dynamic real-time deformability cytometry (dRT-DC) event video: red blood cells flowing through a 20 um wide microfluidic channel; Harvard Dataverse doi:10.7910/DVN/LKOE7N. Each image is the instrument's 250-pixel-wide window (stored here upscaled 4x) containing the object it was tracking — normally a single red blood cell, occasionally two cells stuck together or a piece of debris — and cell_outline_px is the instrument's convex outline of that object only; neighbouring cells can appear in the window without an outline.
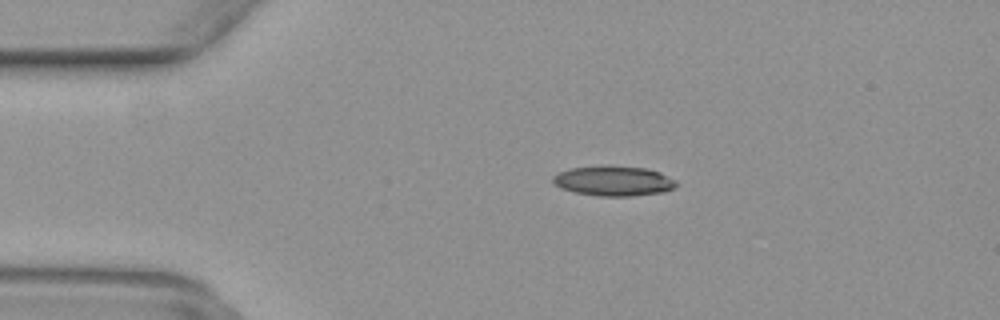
{"species": "common noctule bat (a hibernating species)", "species_latin": "Nyctalus noctula", "temperature_condition": "warm", "stored_images_in_passage": 47, "camera_frame_rate_fps": 3000, "um_per_image_px": 0.085, "animal": {"sex": "female", "body_mass_g": 29.2, "forearm_length_mm": 56.3}, "frame": {"image": 1, "passage_image": 7, "time_ms": 2.0, "image_size_px": [1000, 320], "cell_outline_px": [[680, 184], [676, 188], [664, 192], [632, 196], [600, 196], [576, 192], [560, 188], [552, 180], [552, 176], [560, 172], [572, 168], [604, 164], [648, 168], [660, 172], [676, 180]], "centroid_in_image_um": [52.22, 15.36], "position_along_channel_um": 32.8, "area_um2": 21.96}}
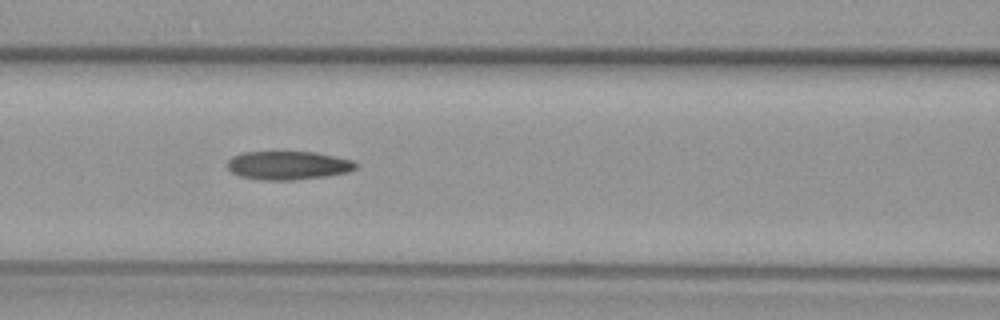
{"frame": {"image": 2, "passage_image": 18, "time_ms": 5.667, "image_size_px": [1000, 320], "cell_outline_px": [[356, 168], [348, 172], [328, 176], [292, 180], [264, 180], [240, 176], [232, 172], [228, 168], [228, 160], [232, 156], [244, 152], [316, 152], [336, 156], [352, 160], [356, 164]], "centroid_in_image_um": [24.5, 14.05], "position_along_channel_um": 142.1, "area_um2": 21.33}}
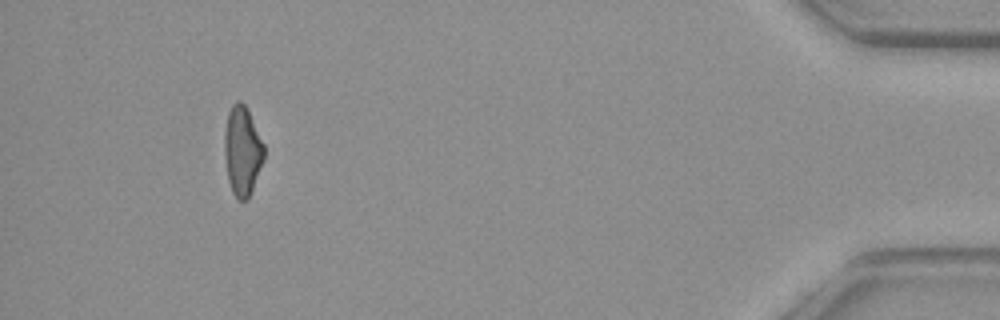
{"frame": {"image": 3, "passage_image": 43, "time_ms": 14.0, "image_size_px": [1000, 320], "cell_outline_px": [[264, 160], [252, 192], [248, 200], [240, 200], [232, 192], [228, 180], [224, 156], [224, 132], [228, 112], [232, 104], [236, 100], [240, 100], [244, 104], [264, 144]], "centroid_in_image_um": [20.59, 12.84], "position_along_channel_um": 414.6, "area_um2": 20.69}}